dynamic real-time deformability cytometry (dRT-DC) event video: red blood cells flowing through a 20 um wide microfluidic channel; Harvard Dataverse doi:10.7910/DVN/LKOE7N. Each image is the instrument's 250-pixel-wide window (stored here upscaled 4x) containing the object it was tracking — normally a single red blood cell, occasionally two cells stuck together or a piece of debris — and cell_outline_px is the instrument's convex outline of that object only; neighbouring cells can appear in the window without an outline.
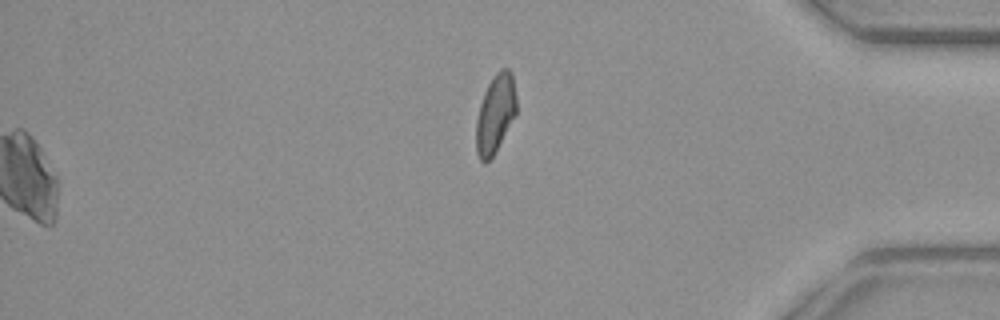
{"species": "common noctule bat (a hibernating species)", "species_latin": "Nyctalus noctula", "temperature_condition": "warm", "stored_images_in_passage": 48, "camera_frame_rate_fps": 3000, "um_per_image_px": 0.085, "animal": {"sex": "female", "body_mass_g": 29.2, "forearm_length_mm": 56.3}, "frame": {"image": 1, "passage_image": 48, "time_ms": 15.667, "image_size_px": [1000, 320], "cell_outline_px": [[516, 112], [492, 156], [484, 164], [480, 160], [476, 152], [476, 120], [480, 104], [484, 92], [492, 76], [500, 68], [508, 68], [512, 72], [516, 96]], "centroid_in_image_um": [42.09, 9.62], "position_along_channel_um": 393.1, "area_um2": 18.21}}